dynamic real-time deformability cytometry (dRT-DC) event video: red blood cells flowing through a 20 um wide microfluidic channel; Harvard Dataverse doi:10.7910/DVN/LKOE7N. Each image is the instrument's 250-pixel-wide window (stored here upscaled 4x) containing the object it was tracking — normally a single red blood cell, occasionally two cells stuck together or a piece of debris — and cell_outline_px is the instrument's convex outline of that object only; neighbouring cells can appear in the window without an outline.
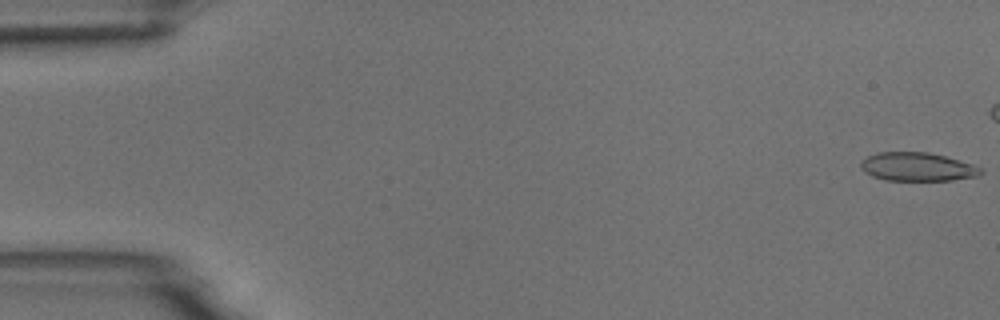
{"species": "common noctule bat (a hibernating species)", "species_latin": "Nyctalus noctula", "temperature_condition": "room temperature", "stored_images_in_passage": 7, "camera_frame_rate_fps": 3000, "um_per_image_px": 0.085, "animal": {"sex": "male", "body_mass_g": 18.8}, "frame": {"image": 1, "passage_image": 1, "time_ms": 0.0, "image_size_px": [1000, 320], "cell_outline_px": [[984, 172], [980, 176], [952, 180], [884, 180], [872, 176], [864, 172], [860, 168], [860, 160], [876, 152], [928, 152], [944, 156], [972, 164], [984, 168]], "centroid_in_image_um": [77.97, 14.18], "position_along_channel_um": 7.0, "area_um2": 20.17}}